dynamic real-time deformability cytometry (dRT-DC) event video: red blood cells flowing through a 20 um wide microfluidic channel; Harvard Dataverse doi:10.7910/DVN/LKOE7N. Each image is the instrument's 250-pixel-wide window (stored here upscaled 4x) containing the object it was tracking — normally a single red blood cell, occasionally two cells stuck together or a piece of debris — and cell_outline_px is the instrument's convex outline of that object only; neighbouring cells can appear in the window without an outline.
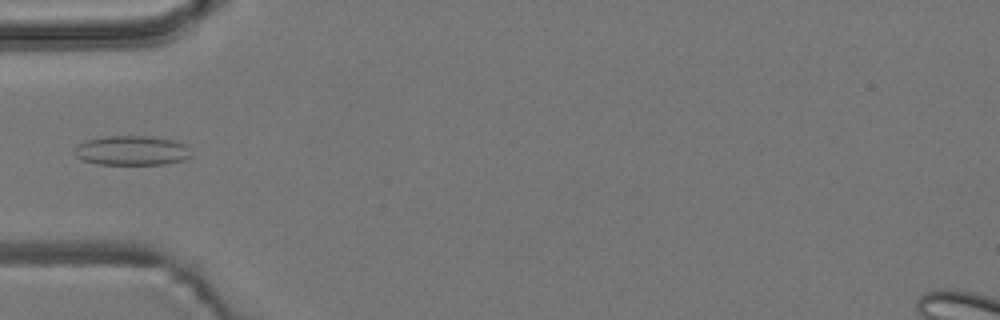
{"species": "common noctule bat (a hibernating species)", "species_latin": "Nyctalus noctula", "temperature_condition": "room temperature", "stored_images_in_passage": 6, "camera_frame_rate_fps": 3000, "um_per_image_px": 0.085, "animal": {"sex": "male", "body_mass_g": 19.2, "forearm_length_mm": 51.8}, "frame": {"image": 1, "passage_image": 5, "time_ms": 1.333, "image_size_px": [1000, 320], "cell_outline_px": [[192, 156], [184, 160], [164, 164], [100, 164], [84, 160], [76, 156], [76, 144], [84, 140], [104, 136], [152, 136], [176, 140], [184, 144], [188, 148]], "centroid_in_image_um": [11.22, 12.78], "position_along_channel_um": 73.8, "area_um2": 20.17}}